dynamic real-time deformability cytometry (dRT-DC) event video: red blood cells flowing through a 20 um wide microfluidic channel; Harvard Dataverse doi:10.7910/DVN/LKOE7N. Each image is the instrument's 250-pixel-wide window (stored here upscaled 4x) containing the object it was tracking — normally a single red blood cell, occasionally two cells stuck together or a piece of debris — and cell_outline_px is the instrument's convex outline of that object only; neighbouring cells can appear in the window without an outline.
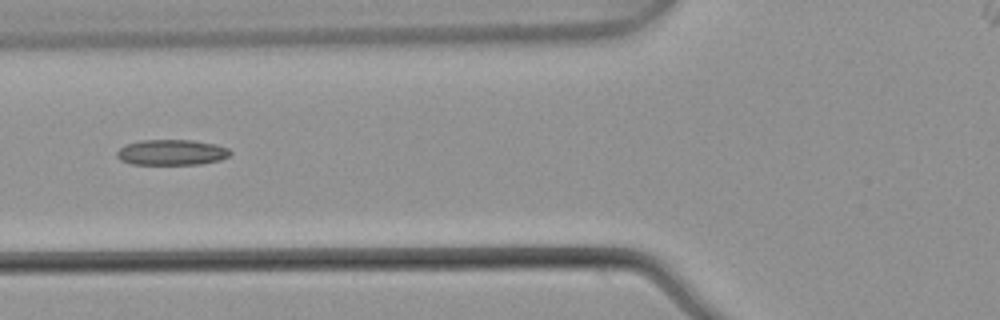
{"species": "common noctule bat (a hibernating species)", "species_latin": "Nyctalus noctula", "temperature_condition": "warm", "stored_images_in_passage": 4, "camera_frame_rate_fps": 3000, "um_per_image_px": 0.085, "animal": {"sex": "male", "body_mass_g": 21.5, "forearm_length_mm": 52.0}, "frame": {"image": 1, "passage_image": 4, "time_ms": 1.0, "image_size_px": [1000, 320], "cell_outline_px": [[232, 152], [228, 156], [220, 160], [200, 164], [132, 164], [120, 160], [116, 156], [116, 152], [120, 148], [128, 144], [140, 140], [192, 140], [216, 144], [228, 148]], "centroid_in_image_um": [14.59, 12.95], "position_along_channel_um": 111.2, "area_um2": 16.88}}